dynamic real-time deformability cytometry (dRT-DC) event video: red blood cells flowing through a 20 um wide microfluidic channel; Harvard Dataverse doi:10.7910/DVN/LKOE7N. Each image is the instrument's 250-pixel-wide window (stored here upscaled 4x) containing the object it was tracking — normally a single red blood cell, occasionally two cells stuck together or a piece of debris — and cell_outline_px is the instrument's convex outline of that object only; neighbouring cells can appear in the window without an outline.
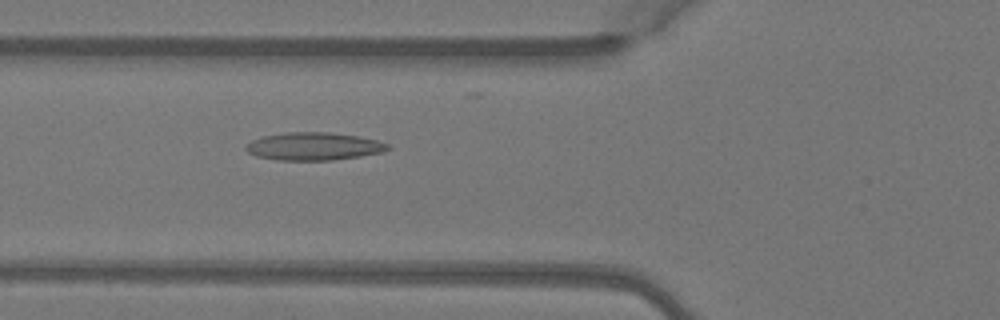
{"species": "Egyptian fruit bat (a non-hibernating species)", "species_latin": "Rousettus aegyptiacus", "temperature_condition": "warm", "stored_images_in_passage": 3, "camera_frame_rate_fps": 3000, "um_per_image_px": 0.085, "animal": {"sex": "female"}, "frame": {"image": 1, "passage_image": 3, "time_ms": 0.667, "image_size_px": [1000, 320], "cell_outline_px": [[392, 148], [384, 152], [360, 156], [332, 160], [276, 160], [256, 156], [248, 152], [244, 148], [252, 140], [264, 136], [284, 132], [328, 132], [360, 136], [376, 140], [388, 144]], "centroid_in_image_um": [26.69, 12.44], "position_along_channel_um": 99.1, "area_um2": 23.06}}